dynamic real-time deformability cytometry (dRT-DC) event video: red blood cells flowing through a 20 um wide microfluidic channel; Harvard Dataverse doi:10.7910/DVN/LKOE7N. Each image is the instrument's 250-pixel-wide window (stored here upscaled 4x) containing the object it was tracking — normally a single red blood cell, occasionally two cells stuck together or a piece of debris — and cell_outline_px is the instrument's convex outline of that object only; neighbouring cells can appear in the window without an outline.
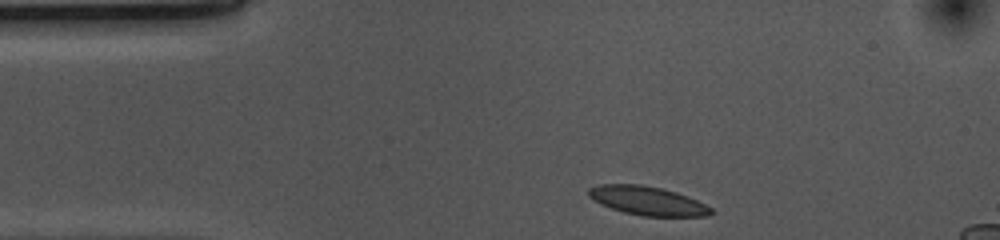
{"species": "common noctule bat (a hibernating species)", "species_latin": "Nyctalus noctula", "temperature_condition": "cold", "stored_images_in_passage": 33, "camera_frame_rate_fps": 3000, "um_per_image_px": 0.085, "animal": {"sex": "female", "body_mass_g": 10.0, "forearm_length_mm": 53.1}, "frame": {"image": 1, "passage_image": 1, "time_ms": 0.0, "image_size_px": [1000, 240], "cell_outline_px": [[716, 212], [708, 216], [644, 216], [624, 212], [600, 204], [588, 196], [588, 188], [600, 184], [640, 184], [660, 188], [676, 192], [688, 196], [712, 208]], "centroid_in_image_um": [55.05, 17.06], "position_along_channel_um": 30.0, "area_um2": 20.52}}
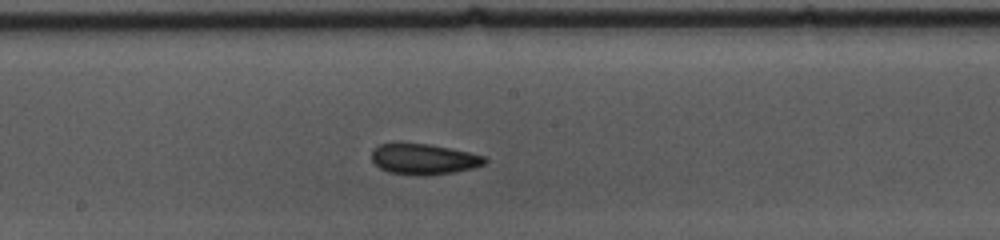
{"frame": {"image": 2, "passage_image": 19, "time_ms": 6.0, "image_size_px": [1000, 240], "cell_outline_px": [[488, 160], [484, 164], [472, 168], [452, 172], [424, 176], [416, 176], [388, 172], [380, 168], [372, 160], [372, 148], [380, 144], [396, 140], [400, 140], [428, 144], [468, 152], [484, 156]], "centroid_in_image_um": [35.93, 13.49], "position_along_channel_um": 212.3, "area_um2": 20.75}}
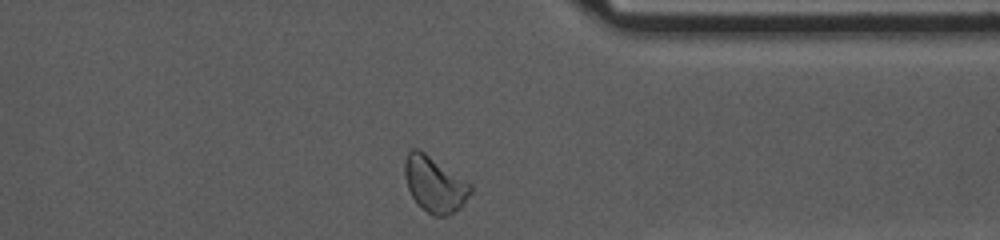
{"frame": {"image": 3, "passage_image": 33, "time_ms": 10.667, "image_size_px": [1000, 240], "cell_outline_px": [[472, 192], [460, 208], [444, 216], [432, 216], [412, 196], [408, 188], [404, 176], [404, 160], [408, 152], [412, 148], [416, 148], [424, 152], [472, 184]], "centroid_in_image_um": [36.94, 15.64], "position_along_channel_um": 374.5, "area_um2": 21.1}, "authors_computed_cell_mechanics": {"area_um2": 20.519, "velocity_mm_per_s": 3.6517, "shape_relaxation_time_tau1_ms": 3.4598, "shape_relaxation_time_tau2_ms": 2.1492, "deformation_change_tau1": 0.0793, "deformation_change_tau2": 0.0708}}